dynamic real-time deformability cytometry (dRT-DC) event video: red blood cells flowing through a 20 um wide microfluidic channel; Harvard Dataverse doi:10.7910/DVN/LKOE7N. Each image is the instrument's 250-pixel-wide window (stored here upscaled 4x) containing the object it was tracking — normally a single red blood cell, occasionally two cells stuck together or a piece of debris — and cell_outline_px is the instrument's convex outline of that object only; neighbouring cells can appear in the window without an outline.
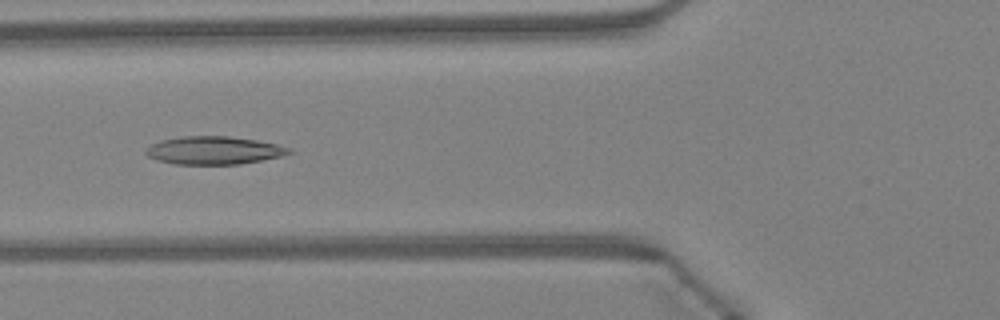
{"species": "Egyptian fruit bat (a non-hibernating species)", "species_latin": "Rousettus aegyptiacus", "temperature_condition": "warm", "stored_images_in_passage": 32, "camera_frame_rate_fps": 3000, "um_per_image_px": 0.085, "animal": {"sex": "female"}, "frame": {"image": 1, "passage_image": 5, "time_ms": 1.333, "image_size_px": [1000, 320], "cell_outline_px": [[292, 152], [280, 156], [240, 164], [176, 164], [156, 160], [148, 156], [144, 152], [144, 148], [160, 140], [180, 136], [228, 136], [256, 140], [276, 144], [292, 148]], "centroid_in_image_um": [18.13, 12.77], "position_along_channel_um": 107.7, "area_um2": 23.35}}
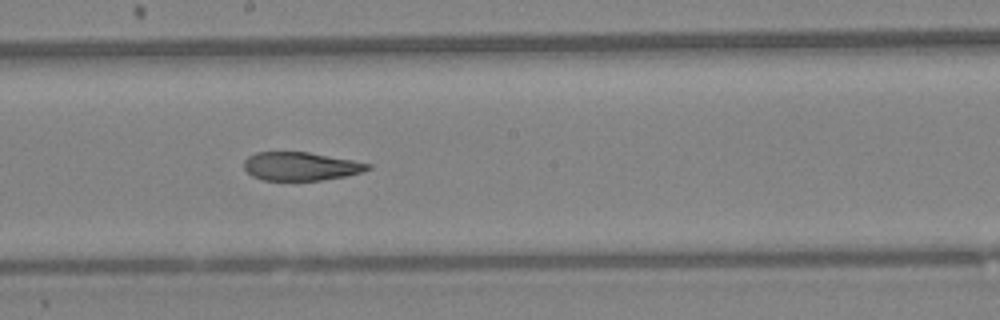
{"frame": {"image": 2, "passage_image": 13, "time_ms": 4.0, "image_size_px": [1000, 320], "cell_outline_px": [[372, 168], [360, 172], [344, 176], [320, 180], [264, 180], [252, 176], [244, 168], [244, 160], [248, 156], [256, 152], [308, 152], [352, 160], [372, 164]], "centroid_in_image_um": [25.54, 14.13], "position_along_channel_um": 222.7, "area_um2": 20.35}}
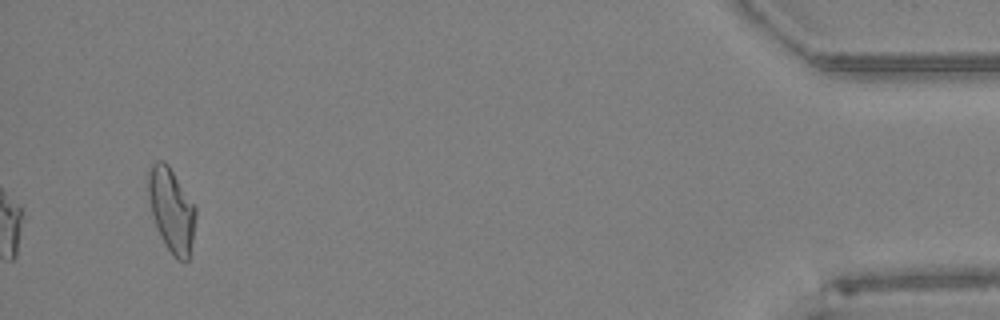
{"frame": {"image": 3, "passage_image": 32, "time_ms": 10.333, "image_size_px": [1000, 320], "cell_outline_px": [[196, 216], [192, 240], [188, 260], [176, 260], [172, 256], [160, 236], [156, 228], [148, 196], [148, 172], [152, 164], [156, 160], [164, 160], [168, 164], [196, 208]], "centroid_in_image_um": [14.56, 17.85], "position_along_channel_um": 420.6, "area_um2": 23.0}, "authors_computed_cell_mechanics": {"area_um2": 22.542, "velocity_mm_per_s": 4.3363, "shape_relaxation_time_tau1_ms": null, "shape_relaxation_time_tau2_ms": 2.9829, "deformation_change_tau1": null, "deformation_change_tau2": 0.1099}}